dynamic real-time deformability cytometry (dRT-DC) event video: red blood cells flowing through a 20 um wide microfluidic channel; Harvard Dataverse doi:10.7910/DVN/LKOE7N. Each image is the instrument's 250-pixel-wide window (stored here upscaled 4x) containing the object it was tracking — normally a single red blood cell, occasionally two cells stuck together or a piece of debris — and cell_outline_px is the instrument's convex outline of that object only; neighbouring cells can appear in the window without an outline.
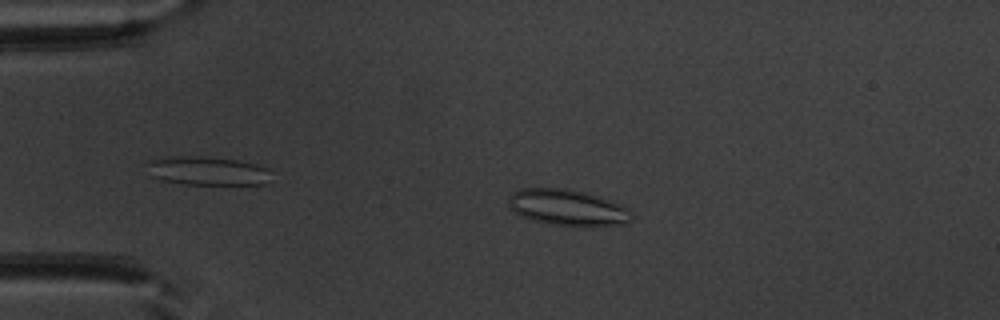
{"species": "common noctule bat (a hibernating species)", "species_latin": "Nyctalus noctula", "temperature_condition": "warm", "stored_images_in_passage": 47, "segment_of_instrument_passage": [1, 2], "camera_frame_rate_fps": 3000, "um_per_image_px": 0.085, "animal": {"sex": "male", "body_mass_g": 20.1, "forearm_length_mm": 53.5}, "frame": {"image": 1, "passage_image": 12, "time_ms": 3.667, "image_size_px": [1000, 320], "cell_outline_px": [[632, 220], [624, 224], [552, 224], [532, 220], [512, 212], [508, 208], [508, 196], [512, 192], [520, 188], [568, 188], [588, 192], [612, 200], [628, 208], [632, 212]], "centroid_in_image_um": [48.19, 17.59], "position_along_channel_um": 36.8, "area_um2": 25.84}}
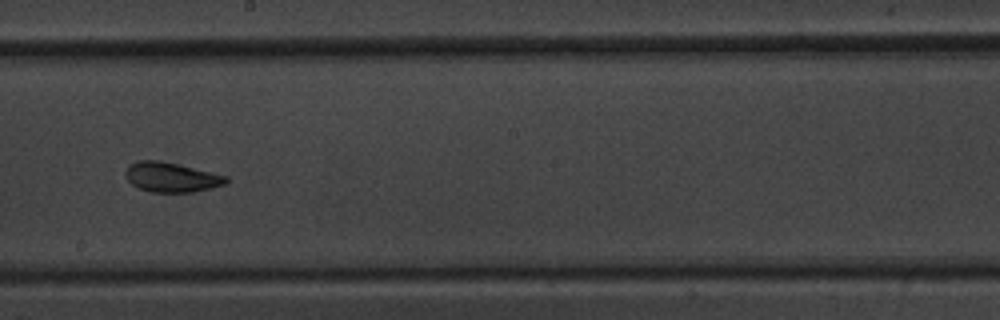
{"frame": {"image": 2, "passage_image": 30, "time_ms": 9.667, "image_size_px": [1000, 320], "cell_outline_px": [[228, 184], [212, 188], [192, 192], [152, 192], [140, 188], [132, 184], [128, 180], [124, 172], [128, 164], [136, 160], [160, 160], [212, 172], [228, 176]], "centroid_in_image_um": [14.57, 15.05], "position_along_channel_um": 233.6, "area_um2": 17.57}}
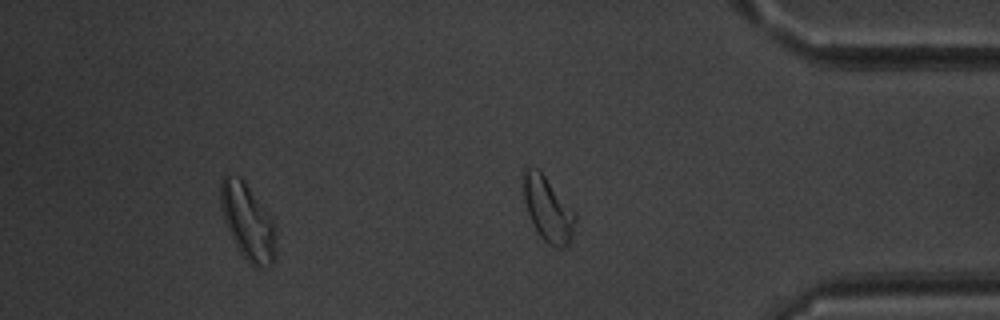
{"frame": {"image": 3, "passage_image": 43, "time_ms": 14.0, "image_size_px": [1000, 320], "cell_outline_px": [[276, 256], [272, 264], [268, 268], [256, 268], [240, 252], [224, 220], [220, 208], [220, 180], [228, 172], [244, 180], [276, 224]], "centroid_in_image_um": [21.08, 18.85], "position_along_channel_um": 414.1, "area_um2": 24.74}}